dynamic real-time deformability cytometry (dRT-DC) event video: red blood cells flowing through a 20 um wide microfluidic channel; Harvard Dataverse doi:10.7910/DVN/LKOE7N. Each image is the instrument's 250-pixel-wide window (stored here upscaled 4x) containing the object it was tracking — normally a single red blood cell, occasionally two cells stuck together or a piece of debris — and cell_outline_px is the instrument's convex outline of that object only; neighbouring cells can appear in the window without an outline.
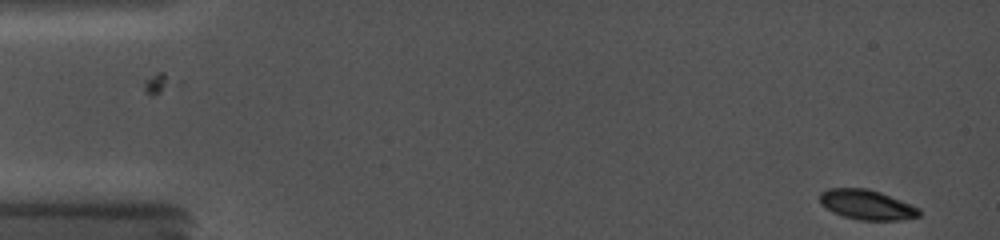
{"species": "common noctule bat (a hibernating species)", "species_latin": "Nyctalus noctula", "temperature_condition": "cold", "stored_images_in_passage": 9, "camera_frame_rate_fps": 5000, "um_per_image_px": 0.085, "animal": {"sex": "female", "body_mass_g": 19.0, "forearm_length_mm": 56.7}, "frame": {"image": 1, "passage_image": 1, "time_ms": 0.0, "image_size_px": [1000, 240], "cell_outline_px": [[920, 216], [900, 220], [860, 220], [844, 216], [832, 212], [820, 204], [820, 192], [828, 188], [868, 188], [880, 192], [912, 204], [920, 208]], "centroid_in_image_um": [73.68, 17.39], "position_along_channel_um": 11.3, "area_um2": 17.4}}
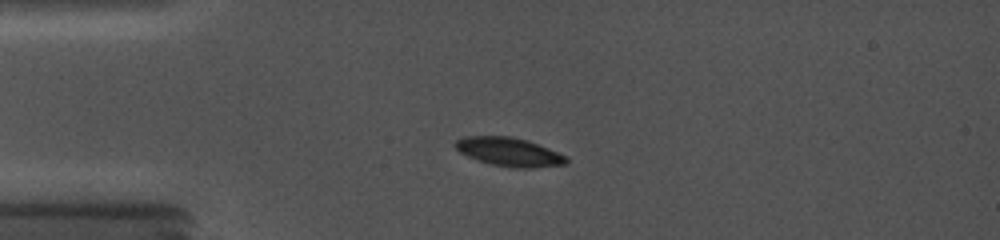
{"frame": {"image": 2, "passage_image": 6, "time_ms": 3.6, "image_size_px": [1000, 240], "cell_outline_px": [[568, 164], [532, 168], [512, 168], [492, 164], [476, 160], [460, 152], [452, 144], [456, 140], [464, 136], [512, 136], [528, 140], [568, 156]], "centroid_in_image_um": [43.29, 12.91], "position_along_channel_um": 41.7, "area_um2": 18.79}}